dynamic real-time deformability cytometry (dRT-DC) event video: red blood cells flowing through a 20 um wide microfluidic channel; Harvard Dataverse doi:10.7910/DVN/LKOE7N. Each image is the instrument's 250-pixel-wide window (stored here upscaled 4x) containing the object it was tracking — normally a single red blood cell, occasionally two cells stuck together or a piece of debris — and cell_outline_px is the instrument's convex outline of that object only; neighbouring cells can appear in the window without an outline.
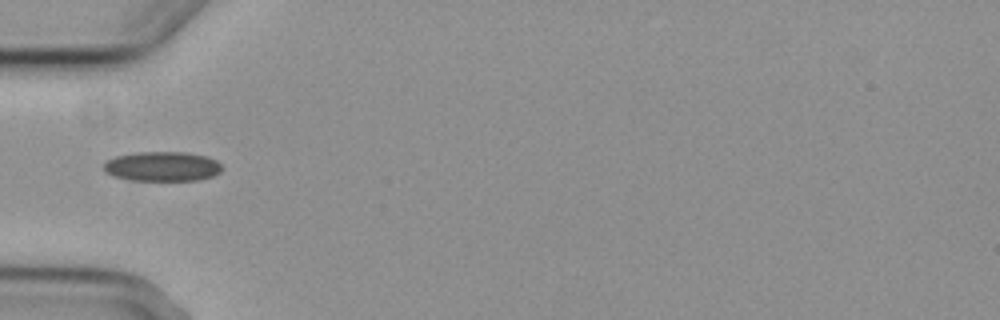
{"species": "common noctule bat (a hibernating species)", "species_latin": "Nyctalus noctula", "temperature_condition": "cold", "stored_images_in_passage": 5, "camera_frame_rate_fps": 3000, "um_per_image_px": 0.085, "animal": {"sex": "female", "body_mass_g": 29.2, "forearm_length_mm": 56.3}, "frame": {"image": 1, "passage_image": 2, "time_ms": 1.333, "image_size_px": [1000, 320], "cell_outline_px": [[220, 172], [212, 176], [196, 180], [128, 180], [112, 176], [104, 172], [104, 164], [108, 160], [116, 156], [136, 152], [184, 152], [204, 156], [216, 160], [220, 164]], "centroid_in_image_um": [13.74, 14.15], "position_along_channel_um": 71.3, "area_um2": 20.29}}
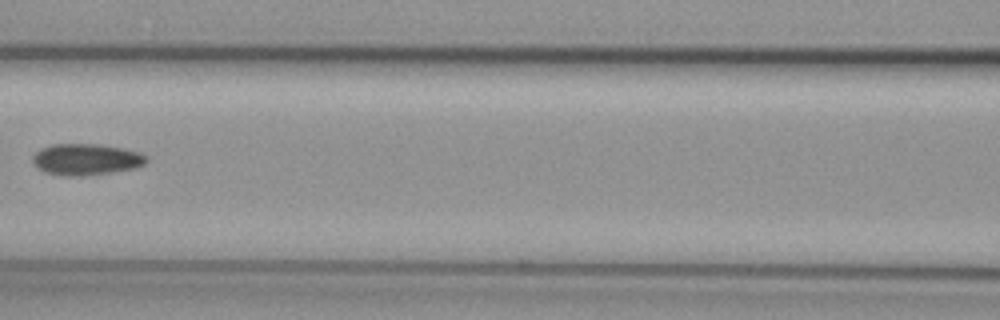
{"frame": {"image": 2, "passage_image": 4, "time_ms": 3.667, "image_size_px": [1000, 320], "cell_outline_px": [[148, 160], [144, 164], [136, 168], [112, 172], [80, 176], [60, 176], [44, 172], [36, 168], [32, 160], [32, 156], [40, 148], [52, 144], [96, 144], [124, 148], [140, 152], [148, 156]], "centroid_in_image_um": [7.31, 13.55], "position_along_channel_um": 159.3, "area_um2": 21.1}}
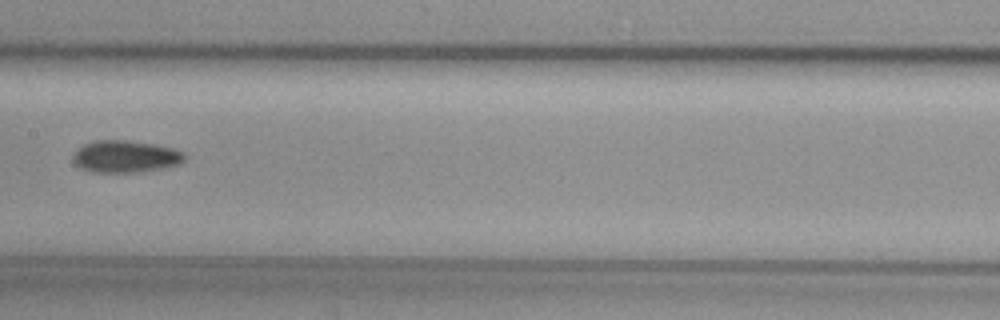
{"frame": {"image": 3, "passage_image": 5, "time_ms": 4.667, "image_size_px": [1000, 320], "cell_outline_px": [[184, 160], [180, 164], [164, 168], [136, 172], [92, 172], [80, 168], [72, 160], [72, 156], [84, 144], [96, 140], [128, 140], [156, 144], [172, 148], [184, 152]], "centroid_in_image_um": [10.67, 13.3], "position_along_channel_um": 196.7, "area_um2": 20.87}}